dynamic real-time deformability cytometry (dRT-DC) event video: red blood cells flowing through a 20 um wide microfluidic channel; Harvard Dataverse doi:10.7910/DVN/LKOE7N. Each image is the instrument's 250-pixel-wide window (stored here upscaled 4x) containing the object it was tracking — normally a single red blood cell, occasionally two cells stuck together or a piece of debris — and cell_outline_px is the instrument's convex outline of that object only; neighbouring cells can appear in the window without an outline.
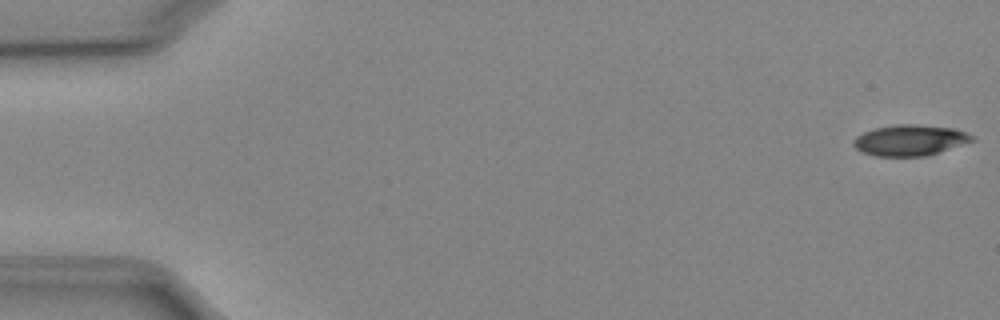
{"species": "Egyptian fruit bat (a non-hibernating species)", "species_latin": "Rousettus aegyptiacus", "temperature_condition": "cold", "stored_images_in_passage": 51, "camera_frame_rate_fps": 3000, "um_per_image_px": 0.085, "animal": {"sex": "female"}, "frame": {"image": 1, "passage_image": 1, "time_ms": 0.0, "image_size_px": [1000, 320], "cell_outline_px": [[976, 140], [928, 156], [876, 156], [864, 152], [856, 148], [852, 144], [852, 140], [856, 136], [872, 128], [896, 124], [916, 124], [952, 128], [976, 136]], "centroid_in_image_um": [77.35, 11.91], "position_along_channel_um": 7.6, "area_um2": 21.5}}
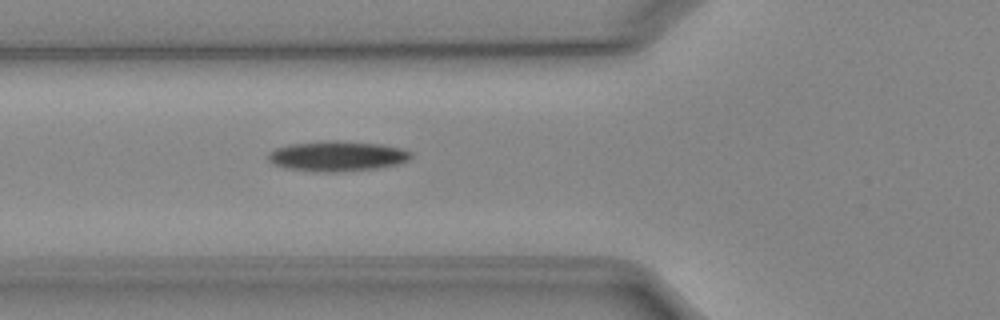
{"frame": {"image": 2, "passage_image": 19, "time_ms": 6.0, "image_size_px": [1000, 320], "cell_outline_px": [[412, 156], [408, 160], [400, 164], [380, 168], [336, 172], [324, 172], [284, 168], [268, 160], [268, 152], [276, 148], [288, 144], [324, 140], [336, 140], [380, 144], [404, 148], [412, 152]], "centroid_in_image_um": [28.7, 13.26], "position_along_channel_um": 97.1, "area_um2": 25.43}}
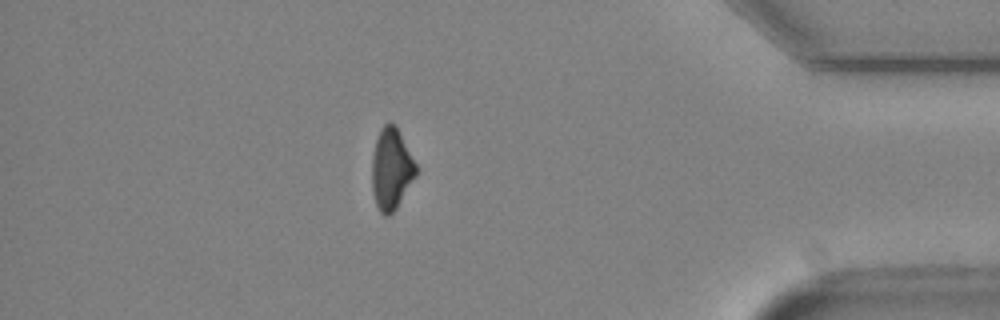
{"frame": {"image": 3, "passage_image": 45, "time_ms": 14.667, "image_size_px": [1000, 320], "cell_outline_px": [[416, 176], [396, 208], [388, 216], [384, 216], [380, 212], [376, 204], [372, 192], [372, 156], [376, 140], [380, 128], [388, 120], [396, 124], [416, 164]], "centroid_in_image_um": [33.25, 14.33], "position_along_channel_um": 402.0, "area_um2": 20.98}, "authors_computed_cell_mechanics": {"area_um2": 22.5998, "velocity_mm_per_s": 3.9592, "shape_relaxation_time_tau1_ms": 3.4599, "shape_relaxation_time_tau2_ms": null, "deformation_change_tau1": 0.1093, "deformation_change_tau2": null}}